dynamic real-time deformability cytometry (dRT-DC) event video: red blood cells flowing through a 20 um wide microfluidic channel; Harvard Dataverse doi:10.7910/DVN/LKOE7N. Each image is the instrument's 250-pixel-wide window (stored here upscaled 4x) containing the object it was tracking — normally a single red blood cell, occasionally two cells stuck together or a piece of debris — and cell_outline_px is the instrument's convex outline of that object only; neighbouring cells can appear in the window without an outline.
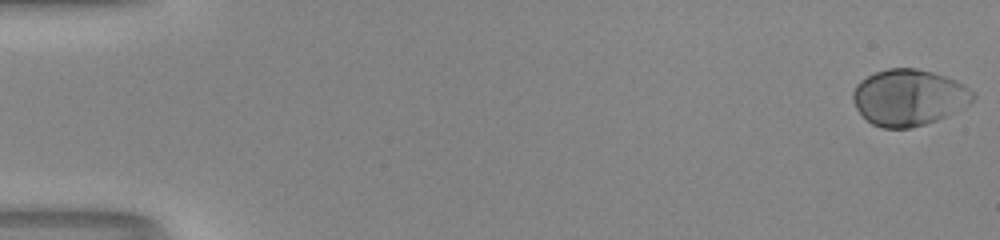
{"species": "human", "species_latin": "Homo sapiens", "temperature_condition": "room temperature", "stored_images_in_passage": 52, "camera_frame_rate_fps": 3000, "um_per_image_px": 0.085, "donor": {"sex": "male"}, "frame": {"image": 1, "passage_image": 1, "time_ms": 0.0, "image_size_px": [1000, 240], "cell_outline_px": [[976, 96], [968, 104], [936, 120], [924, 124], [908, 128], [880, 128], [872, 124], [856, 108], [852, 100], [852, 92], [856, 84], [860, 80], [876, 72], [888, 68], [916, 68], [932, 72], [956, 80], [964, 84]], "centroid_in_image_um": [77.21, 8.27], "position_along_channel_um": 7.8, "area_um2": 39.07}}
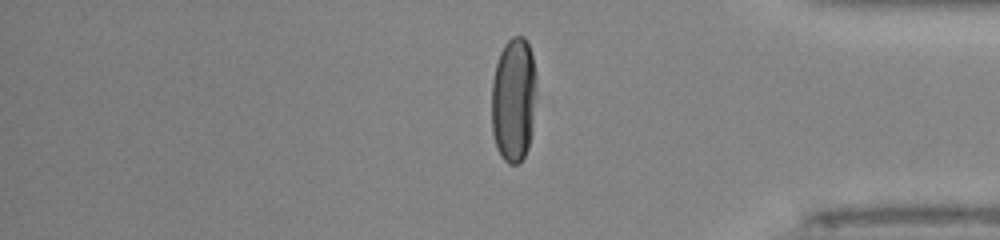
{"frame": {"image": 2, "passage_image": 44, "time_ms": 14.333, "image_size_px": [1000, 240], "cell_outline_px": [[536, 92], [532, 132], [528, 148], [524, 156], [516, 164], [508, 164], [500, 156], [492, 132], [492, 80], [496, 64], [500, 52], [504, 44], [512, 36], [524, 36], [532, 52], [536, 76]], "centroid_in_image_um": [43.67, 8.45], "position_along_channel_um": 391.5, "area_um2": 33.0}}
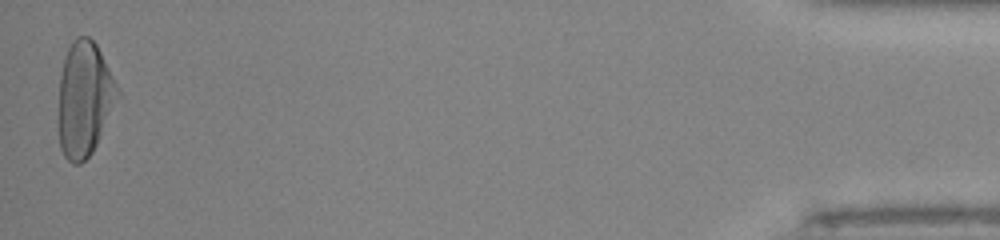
{"frame": {"image": 3, "passage_image": 52, "time_ms": 17.0, "image_size_px": [1000, 240], "cell_outline_px": [[120, 96], [92, 152], [80, 164], [72, 164], [64, 156], [60, 148], [60, 76], [64, 56], [72, 40], [76, 36], [88, 36], [96, 44], [120, 88]], "centroid_in_image_um": [7.2, 8.38], "position_along_channel_um": 428.0, "area_um2": 39.25}, "authors_computed_cell_mechanics": {"area_um2": 37.2521, "velocity_mm_per_s": 4.0948, "shape_relaxation_time_tau1_ms": 2.6511, "shape_relaxation_time_tau2_ms": null, "deformation_change_tau1": 0.1822, "deformation_change_tau2": null}}